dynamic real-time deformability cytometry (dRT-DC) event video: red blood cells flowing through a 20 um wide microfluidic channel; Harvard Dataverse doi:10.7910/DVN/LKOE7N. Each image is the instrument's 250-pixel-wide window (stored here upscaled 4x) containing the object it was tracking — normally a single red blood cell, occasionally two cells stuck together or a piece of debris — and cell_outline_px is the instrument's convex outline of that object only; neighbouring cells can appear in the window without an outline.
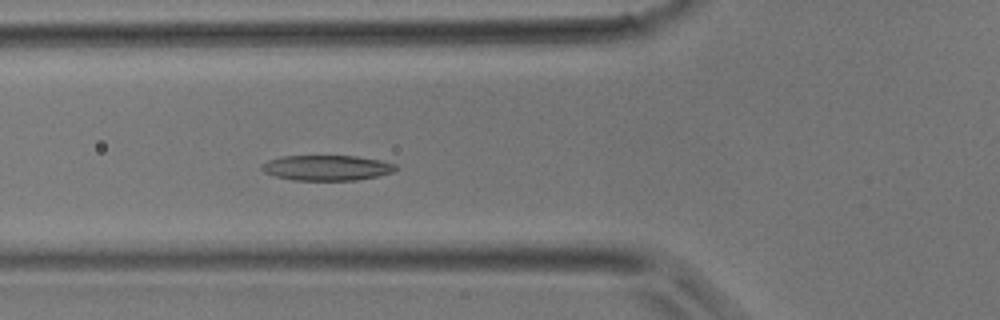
{"species": "common noctule bat (a hibernating species)", "species_latin": "Nyctalus noctula", "temperature_condition": "room temperature", "stored_images_in_passage": 40, "camera_frame_rate_fps": 3000, "um_per_image_px": 0.085, "animal": {"sex": "male", "body_mass_g": 17.9}, "frame": {"image": 1, "passage_image": 14, "time_ms": 4.333, "image_size_px": [1000, 320], "cell_outline_px": [[400, 168], [392, 172], [376, 176], [356, 180], [292, 180], [276, 176], [264, 172], [260, 168], [260, 164], [268, 160], [280, 156], [356, 156], [380, 160], [396, 164]], "centroid_in_image_um": [27.76, 14.26], "position_along_channel_um": 98.0, "area_um2": 19.83}}
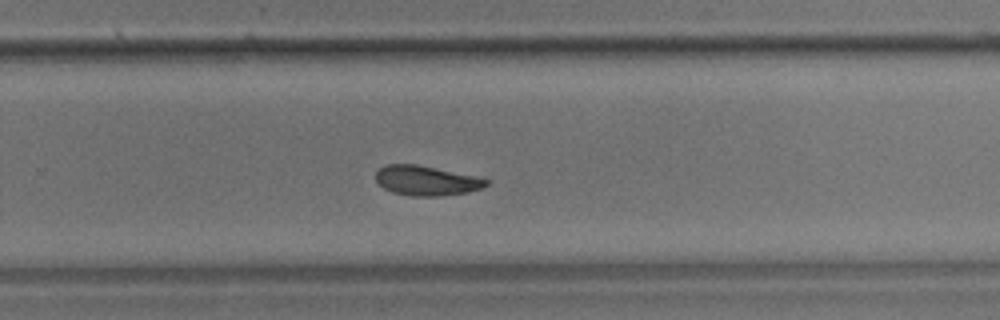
{"frame": {"image": 2, "passage_image": 26, "time_ms": 8.333, "image_size_px": [1000, 320], "cell_outline_px": [[488, 184], [484, 188], [468, 192], [440, 196], [412, 196], [392, 192], [384, 188], [376, 180], [376, 172], [384, 164], [416, 164], [472, 176], [488, 180]], "centroid_in_image_um": [36.21, 15.36], "position_along_channel_um": 293.6, "area_um2": 18.9}}
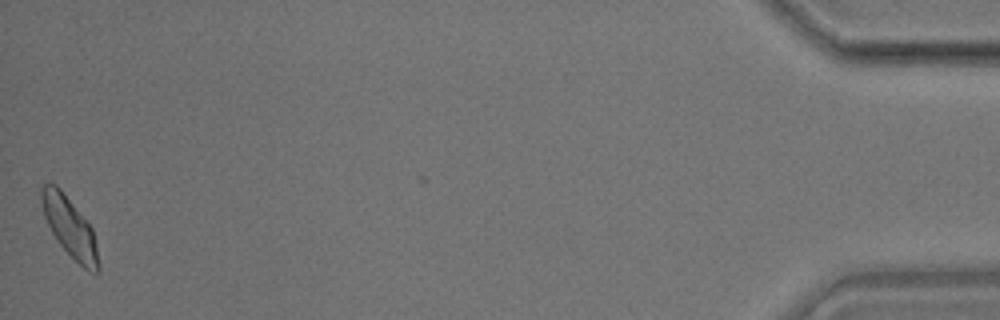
{"frame": {"image": 3, "passage_image": 40, "time_ms": 13.0, "image_size_px": [1000, 320], "cell_outline_px": [[100, 272], [96, 272], [84, 268], [60, 244], [52, 232], [44, 216], [40, 200], [40, 188], [44, 184], [56, 184], [60, 188], [92, 228], [100, 268]], "centroid_in_image_um": [5.9, 19.27], "position_along_channel_um": 429.3, "area_um2": 19.25}}